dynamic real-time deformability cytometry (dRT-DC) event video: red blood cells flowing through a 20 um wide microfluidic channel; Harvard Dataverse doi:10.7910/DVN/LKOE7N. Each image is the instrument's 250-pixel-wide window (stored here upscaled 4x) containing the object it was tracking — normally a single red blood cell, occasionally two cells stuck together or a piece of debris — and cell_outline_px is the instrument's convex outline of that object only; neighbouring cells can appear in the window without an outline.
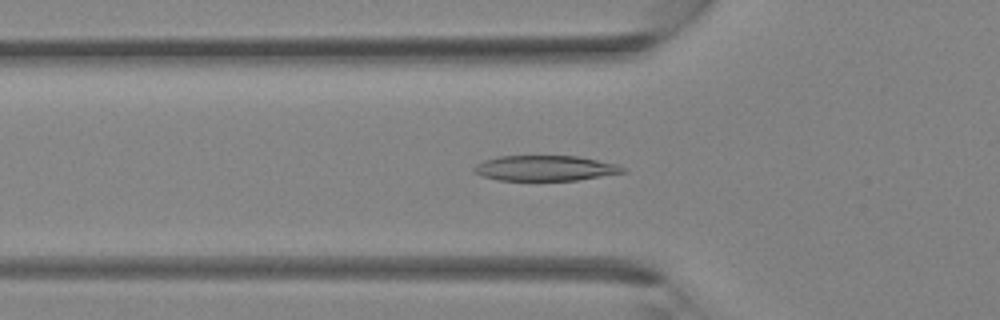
{"species": "Egyptian fruit bat (a non-hibernating species)", "species_latin": "Rousettus aegyptiacus", "temperature_condition": "room temperature", "stored_images_in_passage": 36, "camera_frame_rate_fps": 3000, "um_per_image_px": 0.085, "animal": {"sex": "female"}, "frame": {"image": 1, "passage_image": 12, "time_ms": 3.667, "image_size_px": [1000, 320], "cell_outline_px": [[628, 172], [576, 180], [500, 180], [484, 176], [472, 172], [472, 168], [476, 164], [484, 160], [500, 156], [580, 156], [616, 164], [624, 168]], "centroid_in_image_um": [46.34, 14.29], "position_along_channel_um": 79.5, "area_um2": 21.91}}
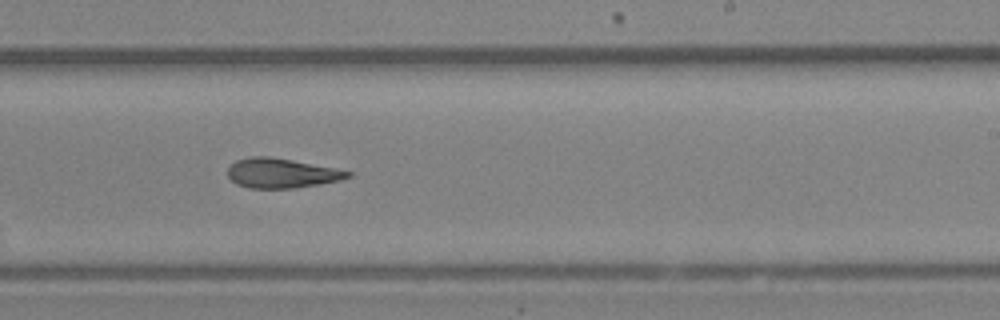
{"frame": {"image": 2, "passage_image": 22, "time_ms": 7.0, "image_size_px": [1000, 320], "cell_outline_px": [[352, 176], [340, 180], [320, 184], [296, 188], [248, 188], [236, 184], [228, 176], [228, 168], [236, 160], [248, 156], [268, 156], [292, 160], [336, 168], [352, 172]], "centroid_in_image_um": [23.93, 14.72], "position_along_channel_um": 265.1, "area_um2": 20.81}}
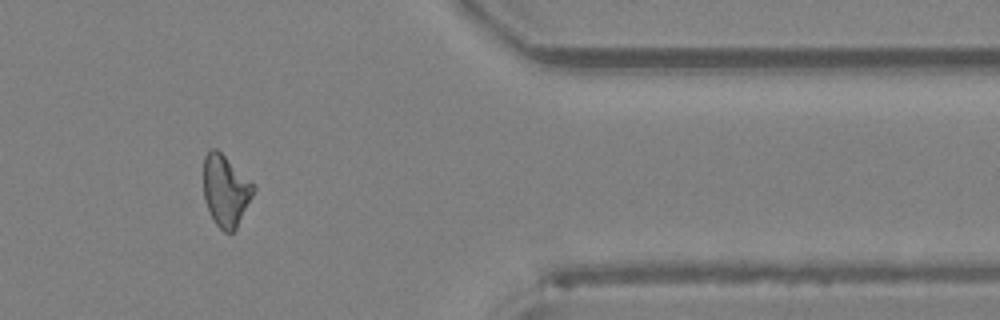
{"frame": {"image": 3, "passage_image": 30, "time_ms": 9.667, "image_size_px": [1000, 320], "cell_outline_px": [[256, 188], [236, 228], [232, 232], [224, 232], [216, 224], [204, 200], [204, 156], [212, 148], [216, 148], [256, 184]], "centroid_in_image_um": [19.19, 16.17], "position_along_channel_um": 392.2, "area_um2": 20.63}}